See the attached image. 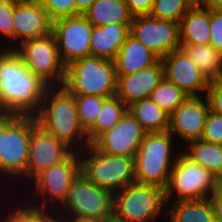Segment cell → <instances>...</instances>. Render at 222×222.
<instances>
[{"instance_id":"40","label":"cell","mask_w":222,"mask_h":222,"mask_svg":"<svg viewBox=\"0 0 222 222\" xmlns=\"http://www.w3.org/2000/svg\"><path fill=\"white\" fill-rule=\"evenodd\" d=\"M195 3L200 7L222 10V0H196Z\"/></svg>"},{"instance_id":"25","label":"cell","mask_w":222,"mask_h":222,"mask_svg":"<svg viewBox=\"0 0 222 222\" xmlns=\"http://www.w3.org/2000/svg\"><path fill=\"white\" fill-rule=\"evenodd\" d=\"M180 48L209 81L222 79V53L209 45L181 44Z\"/></svg>"},{"instance_id":"22","label":"cell","mask_w":222,"mask_h":222,"mask_svg":"<svg viewBox=\"0 0 222 222\" xmlns=\"http://www.w3.org/2000/svg\"><path fill=\"white\" fill-rule=\"evenodd\" d=\"M180 44H210V9L196 3L179 23Z\"/></svg>"},{"instance_id":"39","label":"cell","mask_w":222,"mask_h":222,"mask_svg":"<svg viewBox=\"0 0 222 222\" xmlns=\"http://www.w3.org/2000/svg\"><path fill=\"white\" fill-rule=\"evenodd\" d=\"M214 210L216 222H222V179H219L216 188L208 197Z\"/></svg>"},{"instance_id":"1","label":"cell","mask_w":222,"mask_h":222,"mask_svg":"<svg viewBox=\"0 0 222 222\" xmlns=\"http://www.w3.org/2000/svg\"><path fill=\"white\" fill-rule=\"evenodd\" d=\"M48 87L15 50L0 55V112L35 115Z\"/></svg>"},{"instance_id":"15","label":"cell","mask_w":222,"mask_h":222,"mask_svg":"<svg viewBox=\"0 0 222 222\" xmlns=\"http://www.w3.org/2000/svg\"><path fill=\"white\" fill-rule=\"evenodd\" d=\"M145 134L140 123L127 111L115 126L101 134L92 145L112 156L134 157Z\"/></svg>"},{"instance_id":"31","label":"cell","mask_w":222,"mask_h":222,"mask_svg":"<svg viewBox=\"0 0 222 222\" xmlns=\"http://www.w3.org/2000/svg\"><path fill=\"white\" fill-rule=\"evenodd\" d=\"M80 126L86 132L96 121L103 102L107 99L95 95H73Z\"/></svg>"},{"instance_id":"28","label":"cell","mask_w":222,"mask_h":222,"mask_svg":"<svg viewBox=\"0 0 222 222\" xmlns=\"http://www.w3.org/2000/svg\"><path fill=\"white\" fill-rule=\"evenodd\" d=\"M168 222H216L209 198L174 201Z\"/></svg>"},{"instance_id":"43","label":"cell","mask_w":222,"mask_h":222,"mask_svg":"<svg viewBox=\"0 0 222 222\" xmlns=\"http://www.w3.org/2000/svg\"><path fill=\"white\" fill-rule=\"evenodd\" d=\"M3 145V112H0V155H2Z\"/></svg>"},{"instance_id":"12","label":"cell","mask_w":222,"mask_h":222,"mask_svg":"<svg viewBox=\"0 0 222 222\" xmlns=\"http://www.w3.org/2000/svg\"><path fill=\"white\" fill-rule=\"evenodd\" d=\"M131 36L142 42L160 59L180 48L179 23L139 15L132 18Z\"/></svg>"},{"instance_id":"13","label":"cell","mask_w":222,"mask_h":222,"mask_svg":"<svg viewBox=\"0 0 222 222\" xmlns=\"http://www.w3.org/2000/svg\"><path fill=\"white\" fill-rule=\"evenodd\" d=\"M73 150L38 125L32 115V133L26 177L32 180L49 167L65 160Z\"/></svg>"},{"instance_id":"20","label":"cell","mask_w":222,"mask_h":222,"mask_svg":"<svg viewBox=\"0 0 222 222\" xmlns=\"http://www.w3.org/2000/svg\"><path fill=\"white\" fill-rule=\"evenodd\" d=\"M160 58L149 50L142 42L127 36L119 53L114 59L116 74L129 75L155 65Z\"/></svg>"},{"instance_id":"37","label":"cell","mask_w":222,"mask_h":222,"mask_svg":"<svg viewBox=\"0 0 222 222\" xmlns=\"http://www.w3.org/2000/svg\"><path fill=\"white\" fill-rule=\"evenodd\" d=\"M206 97L210 111L222 116V79L210 81Z\"/></svg>"},{"instance_id":"42","label":"cell","mask_w":222,"mask_h":222,"mask_svg":"<svg viewBox=\"0 0 222 222\" xmlns=\"http://www.w3.org/2000/svg\"><path fill=\"white\" fill-rule=\"evenodd\" d=\"M60 219L56 218V220L58 222H98V221H94V220H86V219H77V218H74V217H68L67 219L65 218V221H64V217H63V221H62V217H60ZM67 220V221H66Z\"/></svg>"},{"instance_id":"46","label":"cell","mask_w":222,"mask_h":222,"mask_svg":"<svg viewBox=\"0 0 222 222\" xmlns=\"http://www.w3.org/2000/svg\"><path fill=\"white\" fill-rule=\"evenodd\" d=\"M106 222H123V221H121L115 217H112V218L108 219Z\"/></svg>"},{"instance_id":"24","label":"cell","mask_w":222,"mask_h":222,"mask_svg":"<svg viewBox=\"0 0 222 222\" xmlns=\"http://www.w3.org/2000/svg\"><path fill=\"white\" fill-rule=\"evenodd\" d=\"M128 111L146 132H162L169 129V114L151 98L137 100L128 106Z\"/></svg>"},{"instance_id":"3","label":"cell","mask_w":222,"mask_h":222,"mask_svg":"<svg viewBox=\"0 0 222 222\" xmlns=\"http://www.w3.org/2000/svg\"><path fill=\"white\" fill-rule=\"evenodd\" d=\"M63 86L73 95L115 96V63L94 56L77 59L66 66Z\"/></svg>"},{"instance_id":"18","label":"cell","mask_w":222,"mask_h":222,"mask_svg":"<svg viewBox=\"0 0 222 222\" xmlns=\"http://www.w3.org/2000/svg\"><path fill=\"white\" fill-rule=\"evenodd\" d=\"M53 20L39 1L14 2L13 40L24 41L52 33Z\"/></svg>"},{"instance_id":"45","label":"cell","mask_w":222,"mask_h":222,"mask_svg":"<svg viewBox=\"0 0 222 222\" xmlns=\"http://www.w3.org/2000/svg\"><path fill=\"white\" fill-rule=\"evenodd\" d=\"M0 46H2V45H0ZM6 47H10V48H6ZM1 48H2V49H1ZM0 49H1V50H0V55L3 54V53H5L7 50H12L11 45H10V46H6V45H5V48H4V49H3V47H0ZM2 50H3V51H2Z\"/></svg>"},{"instance_id":"16","label":"cell","mask_w":222,"mask_h":222,"mask_svg":"<svg viewBox=\"0 0 222 222\" xmlns=\"http://www.w3.org/2000/svg\"><path fill=\"white\" fill-rule=\"evenodd\" d=\"M161 62L164 78L188 97H197L199 91H208L210 81L181 48L168 53Z\"/></svg>"},{"instance_id":"6","label":"cell","mask_w":222,"mask_h":222,"mask_svg":"<svg viewBox=\"0 0 222 222\" xmlns=\"http://www.w3.org/2000/svg\"><path fill=\"white\" fill-rule=\"evenodd\" d=\"M165 204L163 187L133 182L113 194V217L123 222H152Z\"/></svg>"},{"instance_id":"33","label":"cell","mask_w":222,"mask_h":222,"mask_svg":"<svg viewBox=\"0 0 222 222\" xmlns=\"http://www.w3.org/2000/svg\"><path fill=\"white\" fill-rule=\"evenodd\" d=\"M39 2L52 20L76 16L75 0H39Z\"/></svg>"},{"instance_id":"29","label":"cell","mask_w":222,"mask_h":222,"mask_svg":"<svg viewBox=\"0 0 222 222\" xmlns=\"http://www.w3.org/2000/svg\"><path fill=\"white\" fill-rule=\"evenodd\" d=\"M187 97L181 89L165 78L154 88L150 96L151 100L169 115H171Z\"/></svg>"},{"instance_id":"5","label":"cell","mask_w":222,"mask_h":222,"mask_svg":"<svg viewBox=\"0 0 222 222\" xmlns=\"http://www.w3.org/2000/svg\"><path fill=\"white\" fill-rule=\"evenodd\" d=\"M84 149L79 151L80 173L90 182L113 194L135 182L134 157L112 156L92 144Z\"/></svg>"},{"instance_id":"9","label":"cell","mask_w":222,"mask_h":222,"mask_svg":"<svg viewBox=\"0 0 222 222\" xmlns=\"http://www.w3.org/2000/svg\"><path fill=\"white\" fill-rule=\"evenodd\" d=\"M181 153L177 156L164 188L166 204L170 202L169 199L175 191V201L207 198L213 194L219 180L208 169L193 162L184 152Z\"/></svg>"},{"instance_id":"7","label":"cell","mask_w":222,"mask_h":222,"mask_svg":"<svg viewBox=\"0 0 222 222\" xmlns=\"http://www.w3.org/2000/svg\"><path fill=\"white\" fill-rule=\"evenodd\" d=\"M32 133V115L3 112V145L0 173L26 177Z\"/></svg>"},{"instance_id":"32","label":"cell","mask_w":222,"mask_h":222,"mask_svg":"<svg viewBox=\"0 0 222 222\" xmlns=\"http://www.w3.org/2000/svg\"><path fill=\"white\" fill-rule=\"evenodd\" d=\"M2 220V222H54L56 220L50 211L45 212V209L28 206L20 207L15 212H11Z\"/></svg>"},{"instance_id":"14","label":"cell","mask_w":222,"mask_h":222,"mask_svg":"<svg viewBox=\"0 0 222 222\" xmlns=\"http://www.w3.org/2000/svg\"><path fill=\"white\" fill-rule=\"evenodd\" d=\"M78 154L79 151H73L65 160L49 167L34 178L33 183L34 186L36 184L37 193H41L42 198L47 197L43 199L40 206H32L46 209L48 199V201L63 204L73 180L80 173V157Z\"/></svg>"},{"instance_id":"8","label":"cell","mask_w":222,"mask_h":222,"mask_svg":"<svg viewBox=\"0 0 222 222\" xmlns=\"http://www.w3.org/2000/svg\"><path fill=\"white\" fill-rule=\"evenodd\" d=\"M12 50L22 58L25 66L49 87L63 86L66 66L62 63L54 35L36 37L20 44L16 42ZM18 45V46H17Z\"/></svg>"},{"instance_id":"27","label":"cell","mask_w":222,"mask_h":222,"mask_svg":"<svg viewBox=\"0 0 222 222\" xmlns=\"http://www.w3.org/2000/svg\"><path fill=\"white\" fill-rule=\"evenodd\" d=\"M184 154L193 162L208 169L218 179H222V144L209 143L201 139L189 141Z\"/></svg>"},{"instance_id":"23","label":"cell","mask_w":222,"mask_h":222,"mask_svg":"<svg viewBox=\"0 0 222 222\" xmlns=\"http://www.w3.org/2000/svg\"><path fill=\"white\" fill-rule=\"evenodd\" d=\"M93 26L107 24H131L126 0H95L83 14Z\"/></svg>"},{"instance_id":"30","label":"cell","mask_w":222,"mask_h":222,"mask_svg":"<svg viewBox=\"0 0 222 222\" xmlns=\"http://www.w3.org/2000/svg\"><path fill=\"white\" fill-rule=\"evenodd\" d=\"M195 4V0H154L150 16L180 23L181 18Z\"/></svg>"},{"instance_id":"38","label":"cell","mask_w":222,"mask_h":222,"mask_svg":"<svg viewBox=\"0 0 222 222\" xmlns=\"http://www.w3.org/2000/svg\"><path fill=\"white\" fill-rule=\"evenodd\" d=\"M154 0H126L129 13L134 16L149 15Z\"/></svg>"},{"instance_id":"26","label":"cell","mask_w":222,"mask_h":222,"mask_svg":"<svg viewBox=\"0 0 222 222\" xmlns=\"http://www.w3.org/2000/svg\"><path fill=\"white\" fill-rule=\"evenodd\" d=\"M128 111V106L117 96L107 98L97 115L95 123L86 131L88 144L115 126Z\"/></svg>"},{"instance_id":"21","label":"cell","mask_w":222,"mask_h":222,"mask_svg":"<svg viewBox=\"0 0 222 222\" xmlns=\"http://www.w3.org/2000/svg\"><path fill=\"white\" fill-rule=\"evenodd\" d=\"M129 33L130 24L93 26L91 56L114 61Z\"/></svg>"},{"instance_id":"41","label":"cell","mask_w":222,"mask_h":222,"mask_svg":"<svg viewBox=\"0 0 222 222\" xmlns=\"http://www.w3.org/2000/svg\"><path fill=\"white\" fill-rule=\"evenodd\" d=\"M95 0H75L76 15L84 14Z\"/></svg>"},{"instance_id":"2","label":"cell","mask_w":222,"mask_h":222,"mask_svg":"<svg viewBox=\"0 0 222 222\" xmlns=\"http://www.w3.org/2000/svg\"><path fill=\"white\" fill-rule=\"evenodd\" d=\"M35 117L38 125L63 141L73 151L82 152L83 148L89 145L86 132L78 120L74 96L64 86L46 89Z\"/></svg>"},{"instance_id":"35","label":"cell","mask_w":222,"mask_h":222,"mask_svg":"<svg viewBox=\"0 0 222 222\" xmlns=\"http://www.w3.org/2000/svg\"><path fill=\"white\" fill-rule=\"evenodd\" d=\"M14 2L0 0V37L13 41ZM4 36V37H3Z\"/></svg>"},{"instance_id":"34","label":"cell","mask_w":222,"mask_h":222,"mask_svg":"<svg viewBox=\"0 0 222 222\" xmlns=\"http://www.w3.org/2000/svg\"><path fill=\"white\" fill-rule=\"evenodd\" d=\"M200 139L209 143L222 144V116L209 112Z\"/></svg>"},{"instance_id":"17","label":"cell","mask_w":222,"mask_h":222,"mask_svg":"<svg viewBox=\"0 0 222 222\" xmlns=\"http://www.w3.org/2000/svg\"><path fill=\"white\" fill-rule=\"evenodd\" d=\"M205 102L200 96L187 97L169 116L168 131L173 136L175 133L180 139L189 142L200 139L208 114L210 112L207 97Z\"/></svg>"},{"instance_id":"11","label":"cell","mask_w":222,"mask_h":222,"mask_svg":"<svg viewBox=\"0 0 222 222\" xmlns=\"http://www.w3.org/2000/svg\"><path fill=\"white\" fill-rule=\"evenodd\" d=\"M93 25L82 15L60 17L52 22V34L55 37L62 63L91 56L90 41Z\"/></svg>"},{"instance_id":"10","label":"cell","mask_w":222,"mask_h":222,"mask_svg":"<svg viewBox=\"0 0 222 222\" xmlns=\"http://www.w3.org/2000/svg\"><path fill=\"white\" fill-rule=\"evenodd\" d=\"M77 219L106 222L113 217V193L90 182L82 173L73 180L61 205Z\"/></svg>"},{"instance_id":"44","label":"cell","mask_w":222,"mask_h":222,"mask_svg":"<svg viewBox=\"0 0 222 222\" xmlns=\"http://www.w3.org/2000/svg\"><path fill=\"white\" fill-rule=\"evenodd\" d=\"M11 1L15 3H22V2H35L39 0H11Z\"/></svg>"},{"instance_id":"19","label":"cell","mask_w":222,"mask_h":222,"mask_svg":"<svg viewBox=\"0 0 222 222\" xmlns=\"http://www.w3.org/2000/svg\"><path fill=\"white\" fill-rule=\"evenodd\" d=\"M164 78L161 59L153 66L129 75H117L116 95L127 105L150 98L154 88Z\"/></svg>"},{"instance_id":"36","label":"cell","mask_w":222,"mask_h":222,"mask_svg":"<svg viewBox=\"0 0 222 222\" xmlns=\"http://www.w3.org/2000/svg\"><path fill=\"white\" fill-rule=\"evenodd\" d=\"M210 45L222 53V10L210 9Z\"/></svg>"},{"instance_id":"4","label":"cell","mask_w":222,"mask_h":222,"mask_svg":"<svg viewBox=\"0 0 222 222\" xmlns=\"http://www.w3.org/2000/svg\"><path fill=\"white\" fill-rule=\"evenodd\" d=\"M172 135L168 130L146 132L134 156L135 182L165 188L177 159L172 157Z\"/></svg>"}]
</instances>
